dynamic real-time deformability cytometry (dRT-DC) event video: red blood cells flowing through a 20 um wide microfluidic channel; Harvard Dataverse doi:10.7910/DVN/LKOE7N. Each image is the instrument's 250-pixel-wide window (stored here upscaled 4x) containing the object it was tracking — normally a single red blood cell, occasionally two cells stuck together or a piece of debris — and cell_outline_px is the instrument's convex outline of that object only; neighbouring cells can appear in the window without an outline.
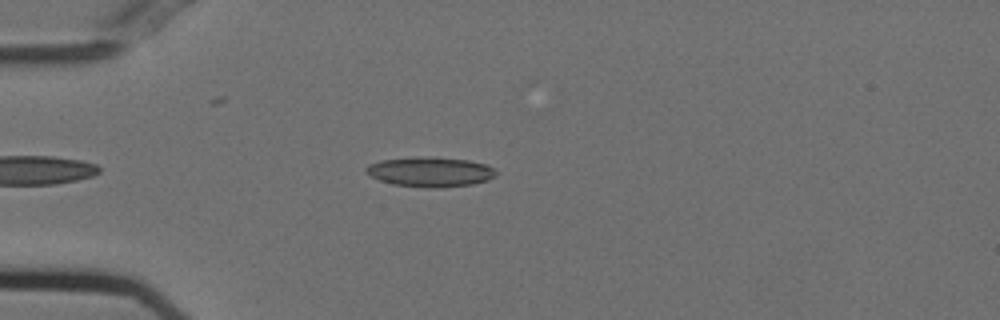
{"species": "Egyptian fruit bat (a non-hibernating species)", "species_latin": "Rousettus aegyptiacus", "temperature_condition": "cold", "stored_images_in_passage": 44, "camera_frame_rate_fps": 3000, "um_per_image_px": 0.085, "animal": {"sex": "female"}, "frame": {"image": 1, "passage_image": 7, "time_ms": 2.0, "image_size_px": [1000, 320], "cell_outline_px": [[496, 176], [488, 180], [472, 184], [440, 188], [428, 188], [392, 184], [380, 180], [364, 172], [364, 168], [368, 164], [380, 160], [468, 160], [484, 164], [492, 168], [496, 172]], "centroid_in_image_um": [36.57, 14.68], "position_along_channel_um": 48.4, "area_um2": 21.33}}
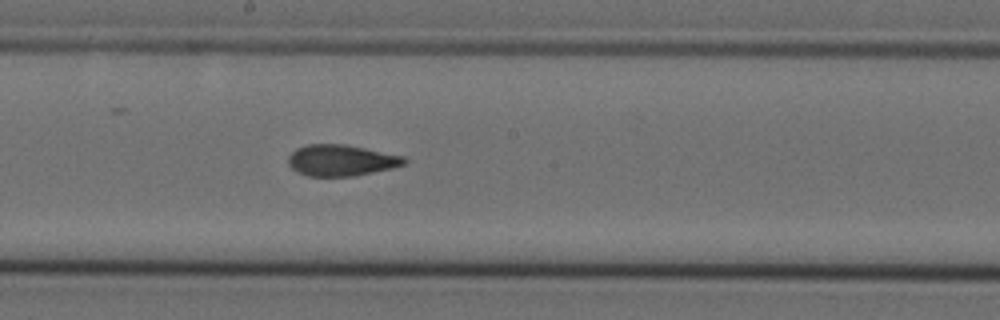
{"frame": {"image": 2, "passage_image": 22, "time_ms": 7.0, "image_size_px": [1000, 320], "cell_outline_px": [[408, 160], [404, 164], [392, 168], [352, 176], [308, 176], [296, 172], [288, 164], [288, 156], [296, 148], [308, 144], [344, 144], [404, 156]], "centroid_in_image_um": [28.97, 13.63], "position_along_channel_um": 219.2, "area_um2": 21.04}}
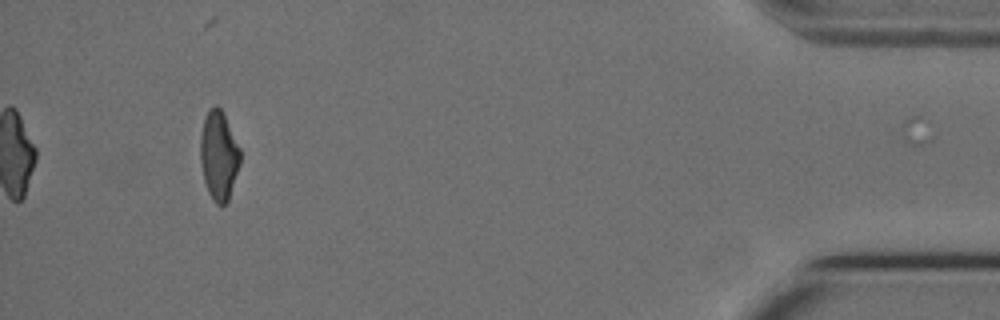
{"frame": {"image": 3, "passage_image": 43, "time_ms": 14.0, "image_size_px": [1000, 320], "cell_outline_px": [[240, 164], [228, 200], [224, 204], [216, 204], [208, 192], [204, 180], [200, 160], [200, 136], [204, 120], [208, 108], [216, 104], [220, 108], [240, 148]], "centroid_in_image_um": [18.58, 13.21], "position_along_channel_um": 416.6, "area_um2": 20.46}, "authors_computed_cell_mechanics": {"area_um2": 21.2993, "velocity_mm_per_s": 3.7399, "shape_relaxation_time_tau1_ms": 6.9414, "shape_relaxation_time_tau2_ms": 2.1762, "deformation_change_tau1": 0.1792, "deformation_change_tau2": 0.0817}}